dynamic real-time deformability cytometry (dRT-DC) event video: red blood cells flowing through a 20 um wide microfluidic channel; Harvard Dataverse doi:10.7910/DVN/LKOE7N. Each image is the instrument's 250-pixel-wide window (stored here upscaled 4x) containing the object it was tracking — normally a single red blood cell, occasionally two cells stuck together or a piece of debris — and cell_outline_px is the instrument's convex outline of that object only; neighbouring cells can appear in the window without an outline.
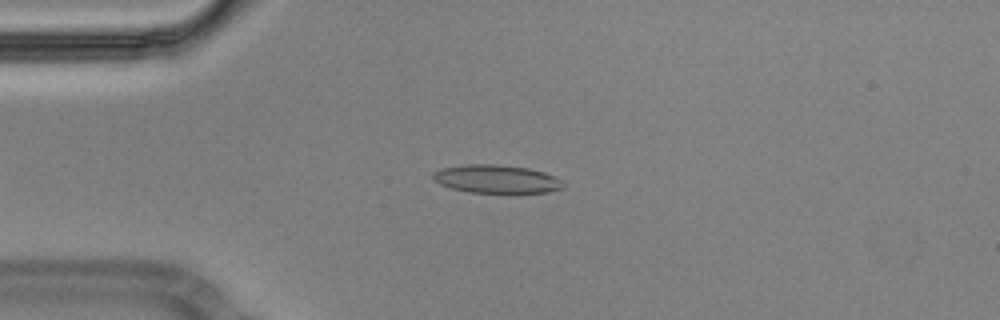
{"species": "Egyptian fruit bat (a non-hibernating species)", "species_latin": "Rousettus aegyptiacus", "temperature_condition": "cold", "stored_images_in_passage": 54, "camera_frame_rate_fps": 3000, "um_per_image_px": 0.085, "animal": {"sex": "male"}, "frame": {"image": 1, "passage_image": 12, "time_ms": 3.667, "image_size_px": [1000, 320], "cell_outline_px": [[564, 188], [548, 192], [512, 196], [468, 192], [452, 188], [440, 184], [432, 180], [432, 172], [440, 168], [464, 164], [492, 164], [528, 168], [544, 172], [556, 176], [564, 184]], "centroid_in_image_um": [42.22, 15.27], "position_along_channel_um": 42.8, "area_um2": 22.6}}
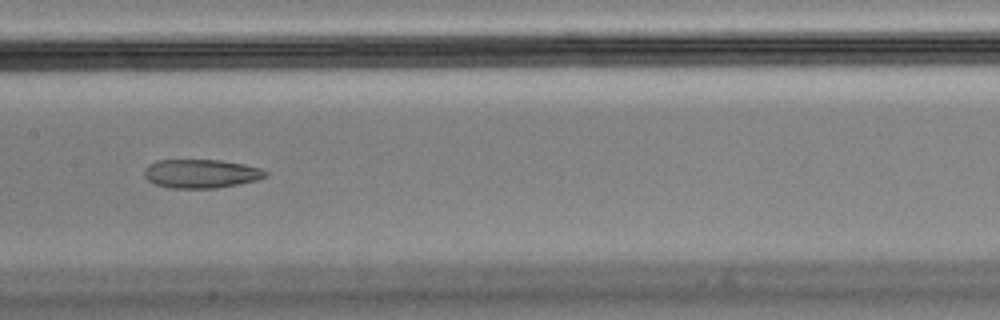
{"frame": {"image": 2, "passage_image": 26, "time_ms": 8.333, "image_size_px": [1000, 320], "cell_outline_px": [[268, 176], [256, 180], [216, 188], [168, 188], [152, 184], [144, 176], [144, 168], [148, 164], [156, 160], [220, 160], [244, 164], [260, 168], [268, 172]], "centroid_in_image_um": [17.04, 14.76], "position_along_channel_um": 190.4, "area_um2": 20.46}}
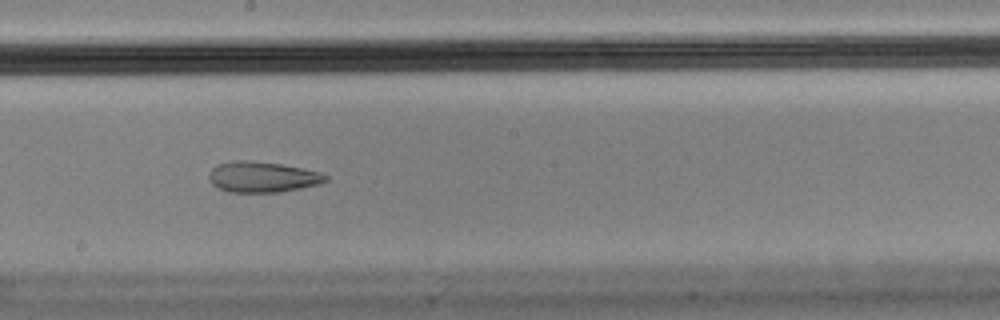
{"frame": {"image": 3, "passage_image": 29, "time_ms": 9.333, "image_size_px": [1000, 320], "cell_outline_px": [[328, 180], [320, 184], [280, 192], [228, 192], [212, 184], [208, 180], [208, 172], [216, 164], [232, 160], [248, 160], [280, 164], [304, 168], [320, 172], [328, 176]], "centroid_in_image_um": [22.28, 15.03], "position_along_channel_um": 225.9, "area_um2": 21.1}, "authors_computed_cell_mechanics": {"area_um2": 21.9929, "velocity_mm_per_s": 3.5712, "shape_relaxation_time_tau1_ms": null, "shape_relaxation_time_tau2_ms": 2.458, "deformation_change_tau1": null, "deformation_change_tau2": 0.0904}}